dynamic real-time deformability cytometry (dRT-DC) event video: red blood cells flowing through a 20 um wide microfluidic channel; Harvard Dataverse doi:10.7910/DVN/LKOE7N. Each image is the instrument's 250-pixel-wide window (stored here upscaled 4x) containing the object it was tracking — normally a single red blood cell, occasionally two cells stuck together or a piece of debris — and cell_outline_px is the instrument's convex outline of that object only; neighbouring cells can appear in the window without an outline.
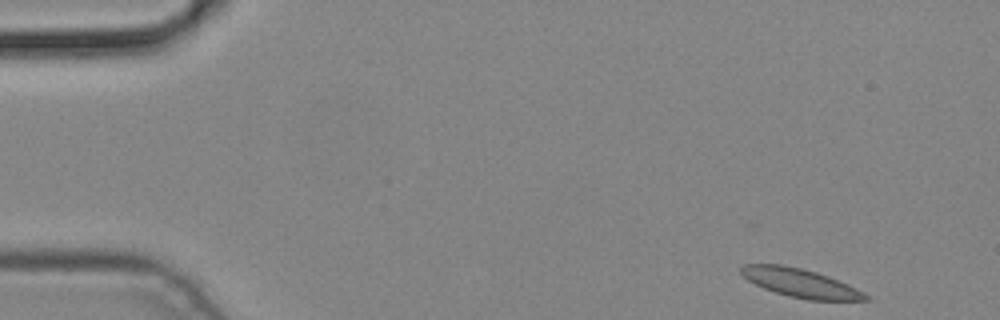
{"species": "common noctule bat (a hibernating species)", "species_latin": "Nyctalus noctula", "temperature_condition": "cold", "stored_images_in_passage": 3, "camera_frame_rate_fps": 3000, "um_per_image_px": 0.085, "animal": {"sex": "male", "body_mass_g": 19.2, "forearm_length_mm": 51.8}, "frame": {"image": 1, "passage_image": 1, "time_ms": 0.0, "image_size_px": [1000, 320], "cell_outline_px": [[872, 300], [808, 300], [788, 296], [764, 288], [748, 280], [740, 272], [740, 268], [744, 264], [780, 264], [800, 268], [816, 272], [828, 276], [848, 284], [872, 296]], "centroid_in_image_um": [68.08, 24.06], "position_along_channel_um": 16.9, "area_um2": 20.69}}
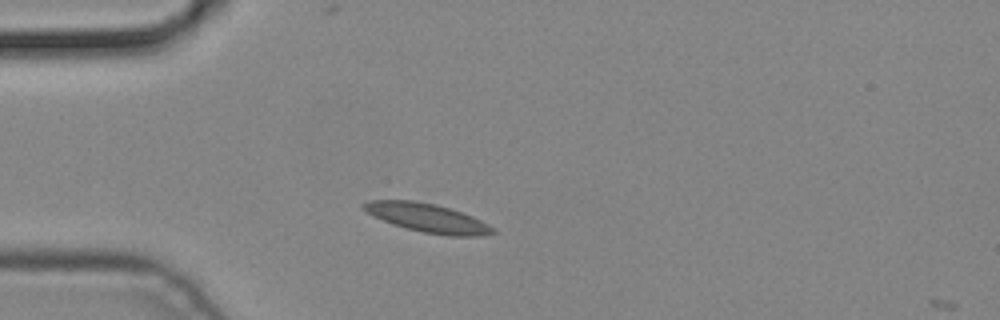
{"frame": {"image": 2, "passage_image": 3, "time_ms": 0.667, "image_size_px": [1000, 320], "cell_outline_px": [[496, 232], [476, 236], [448, 236], [424, 232], [392, 224], [372, 216], [360, 204], [368, 200], [412, 200], [436, 204], [472, 216], [496, 228]], "centroid_in_image_um": [36.32, 18.52], "position_along_channel_um": 48.7, "area_um2": 21.44}}